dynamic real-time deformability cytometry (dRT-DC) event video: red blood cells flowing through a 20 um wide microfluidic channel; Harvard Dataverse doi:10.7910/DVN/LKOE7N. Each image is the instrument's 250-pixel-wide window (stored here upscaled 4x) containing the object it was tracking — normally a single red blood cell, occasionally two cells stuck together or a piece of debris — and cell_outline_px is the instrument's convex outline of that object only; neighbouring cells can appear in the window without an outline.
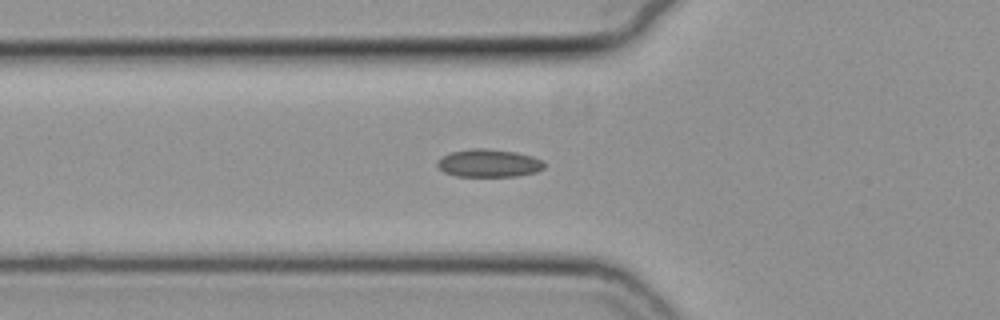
{"species": "common noctule bat (a hibernating species)", "species_latin": "Nyctalus noctula", "temperature_condition": "cold", "stored_images_in_passage": 35, "camera_frame_rate_fps": 3000, "um_per_image_px": 0.085, "animal": {"sex": "female", "body_mass_g": 19.3, "forearm_length_mm": 54.1}, "frame": {"image": 1, "passage_image": 14, "time_ms": 4.333, "image_size_px": [1000, 320], "cell_outline_px": [[544, 168], [536, 172], [516, 176], [456, 176], [444, 172], [436, 164], [444, 156], [452, 152], [472, 148], [484, 148], [516, 152], [532, 156], [544, 160]], "centroid_in_image_um": [41.59, 13.87], "position_along_channel_um": 84.2, "area_um2": 17.22}}
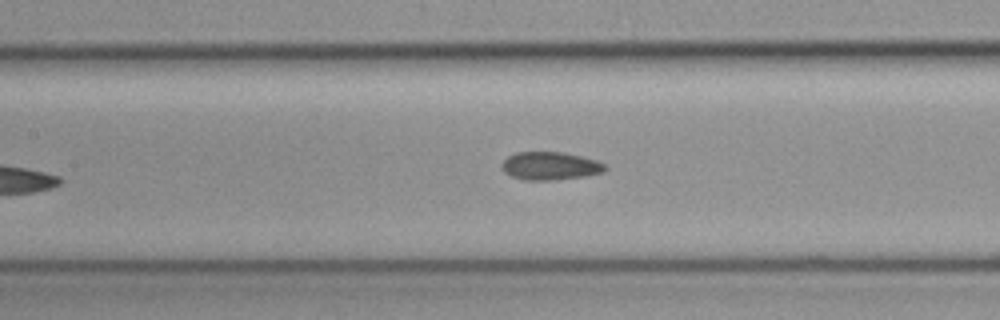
{"frame": {"image": 2, "passage_image": 20, "time_ms": 6.333, "image_size_px": [1000, 320], "cell_outline_px": [[608, 168], [604, 172], [584, 176], [552, 180], [524, 180], [512, 176], [504, 172], [500, 168], [500, 164], [508, 156], [516, 152], [564, 152], [596, 160], [604, 164]], "centroid_in_image_um": [46.74, 14.1], "position_along_channel_um": 160.7, "area_um2": 16.94}}
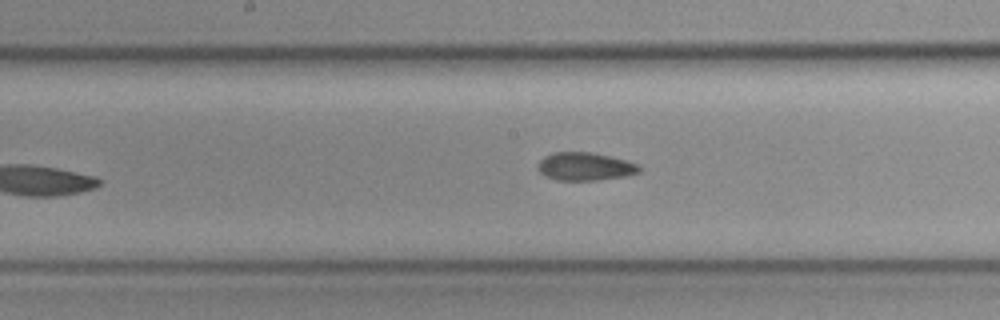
{"frame": {"image": 3, "passage_image": 23, "time_ms": 7.333, "image_size_px": [1000, 320], "cell_outline_px": [[640, 172], [624, 176], [596, 180], [556, 180], [544, 176], [536, 168], [540, 160], [544, 156], [556, 152], [592, 152], [624, 160], [636, 164], [640, 168]], "centroid_in_image_um": [49.67, 14.15], "position_along_channel_um": 198.5, "area_um2": 16.42}}